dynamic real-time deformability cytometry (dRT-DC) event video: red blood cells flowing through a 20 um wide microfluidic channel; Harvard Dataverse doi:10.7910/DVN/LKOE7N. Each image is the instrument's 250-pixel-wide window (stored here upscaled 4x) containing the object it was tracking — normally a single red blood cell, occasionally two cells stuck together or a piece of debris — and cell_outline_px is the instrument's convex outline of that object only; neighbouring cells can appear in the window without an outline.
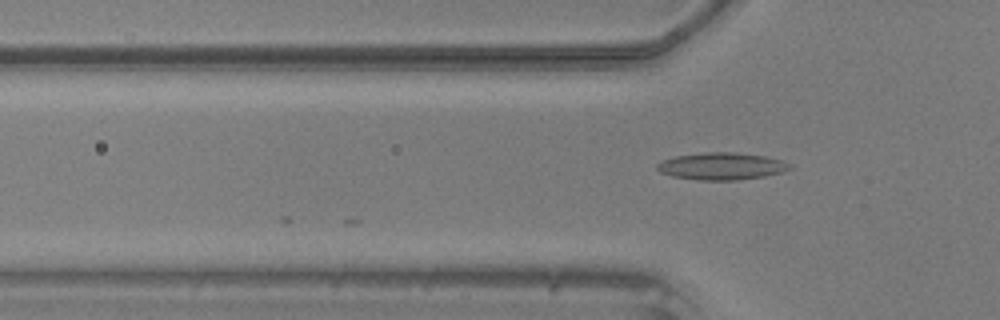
{"species": "common noctule bat (a hibernating species)", "species_latin": "Nyctalus noctula", "temperature_condition": "warm", "stored_images_in_passage": 3, "camera_frame_rate_fps": 3000, "um_per_image_px": 0.085, "animal": {"sex": "male", "body_mass_g": 20.5, "forearm_length_mm": 52.5}, "frame": {"image": 1, "passage_image": 3, "time_ms": 0.667, "image_size_px": [1000, 320], "cell_outline_px": [[792, 168], [784, 172], [764, 176], [736, 180], [700, 180], [672, 176], [660, 172], [656, 168], [656, 164], [664, 160], [676, 156], [704, 152], [736, 152], [764, 156], [780, 160], [792, 164]], "centroid_in_image_um": [61.35, 14.12], "position_along_channel_um": 64.4, "area_um2": 20.98}}